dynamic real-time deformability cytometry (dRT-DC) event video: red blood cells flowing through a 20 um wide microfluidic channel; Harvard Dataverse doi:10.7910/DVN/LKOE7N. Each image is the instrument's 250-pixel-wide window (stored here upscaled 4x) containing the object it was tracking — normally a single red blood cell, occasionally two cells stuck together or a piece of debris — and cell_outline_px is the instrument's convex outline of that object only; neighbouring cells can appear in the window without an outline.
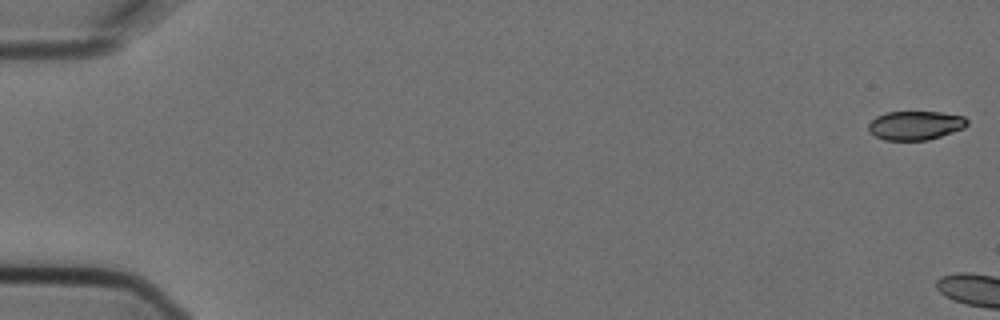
{"species": "Egyptian fruit bat (a non-hibernating species)", "species_latin": "Rousettus aegyptiacus", "temperature_condition": "cold", "stored_images_in_passage": 6, "camera_frame_rate_fps": 3000, "um_per_image_px": 0.085, "animal": {"sex": "female"}, "frame": {"image": 1, "passage_image": 1, "time_ms": 0.0, "image_size_px": [1000, 320], "cell_outline_px": [[968, 124], [964, 128], [928, 140], [884, 140], [876, 136], [868, 128], [868, 124], [876, 116], [888, 112], [940, 112], [964, 116], [968, 120]], "centroid_in_image_um": [77.83, 10.65], "position_along_channel_um": 7.2, "area_um2": 16.53}}
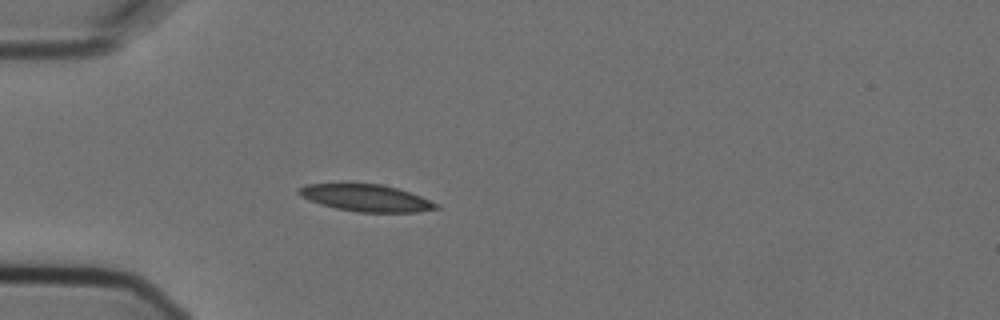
{"frame": {"image": 2, "passage_image": 6, "time_ms": 1.667, "image_size_px": [1000, 320], "cell_outline_px": [[440, 208], [416, 212], [360, 212], [336, 208], [320, 204], [300, 196], [296, 192], [300, 188], [308, 184], [380, 184], [396, 188], [420, 196], [440, 204]], "centroid_in_image_um": [31.14, 16.83], "position_along_channel_um": 53.9, "area_um2": 21.27}}